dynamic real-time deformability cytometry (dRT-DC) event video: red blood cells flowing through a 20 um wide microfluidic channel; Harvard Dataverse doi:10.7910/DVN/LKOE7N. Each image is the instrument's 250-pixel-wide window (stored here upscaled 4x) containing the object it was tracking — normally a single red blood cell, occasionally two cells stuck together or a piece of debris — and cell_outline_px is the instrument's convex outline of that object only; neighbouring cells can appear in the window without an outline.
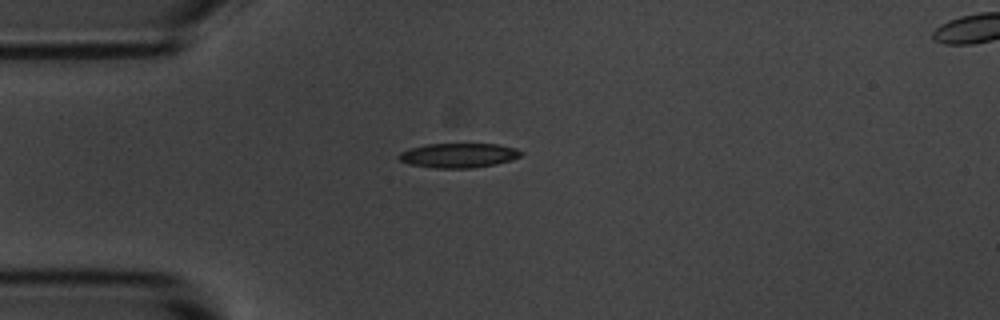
{"species": "common noctule bat (a hibernating species)", "species_latin": "Nyctalus noctula", "temperature_condition": "room temperature", "stored_images_in_passage": 4, "camera_frame_rate_fps": 3000, "um_per_image_px": 0.085, "animal": {"sex": "male", "body_mass_g": 20.1, "forearm_length_mm": 53.5}, "frame": {"image": 1, "passage_image": 4, "time_ms": 4.0, "image_size_px": [1000, 320], "cell_outline_px": [[524, 152], [520, 156], [512, 160], [496, 164], [472, 168], [432, 168], [408, 164], [400, 160], [396, 156], [400, 152], [424, 144], [500, 144], [516, 148]], "centroid_in_image_um": [38.98, 13.21], "position_along_channel_um": 46.0, "area_um2": 17.63}}